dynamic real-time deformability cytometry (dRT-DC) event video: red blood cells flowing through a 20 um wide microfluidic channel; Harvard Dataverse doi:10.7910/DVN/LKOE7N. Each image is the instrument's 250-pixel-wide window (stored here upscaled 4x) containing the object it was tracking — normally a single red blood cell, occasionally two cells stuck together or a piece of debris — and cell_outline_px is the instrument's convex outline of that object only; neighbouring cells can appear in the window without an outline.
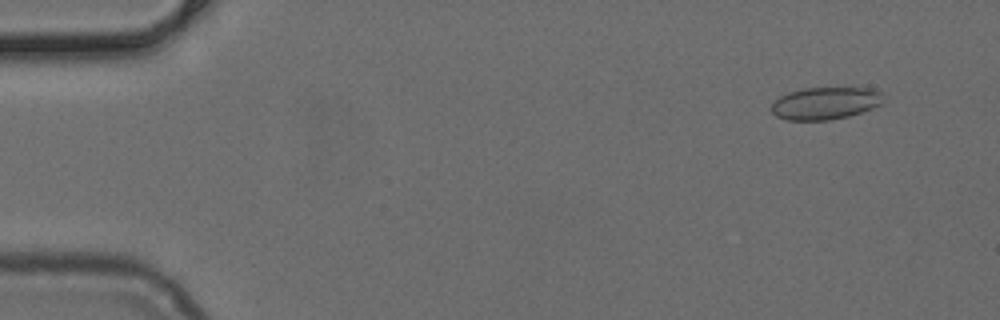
{"species": "common noctule bat (a hibernating species)", "species_latin": "Nyctalus noctula", "temperature_condition": "cold", "stored_images_in_passage": 50, "camera_frame_rate_fps": 3000, "um_per_image_px": 0.085, "animal": {"sex": "female", "body_mass_g": 24.6, "forearm_length_mm": 56.2}, "frame": {"image": 1, "passage_image": 4, "time_ms": 1.0, "image_size_px": [1000, 320], "cell_outline_px": [[884, 92], [880, 104], [872, 108], [848, 116], [828, 120], [788, 120], [776, 116], [772, 112], [772, 104], [780, 96], [788, 92], [804, 88], [872, 88]], "centroid_in_image_um": [70.15, 8.77], "position_along_channel_um": 14.8, "area_um2": 20.98}}
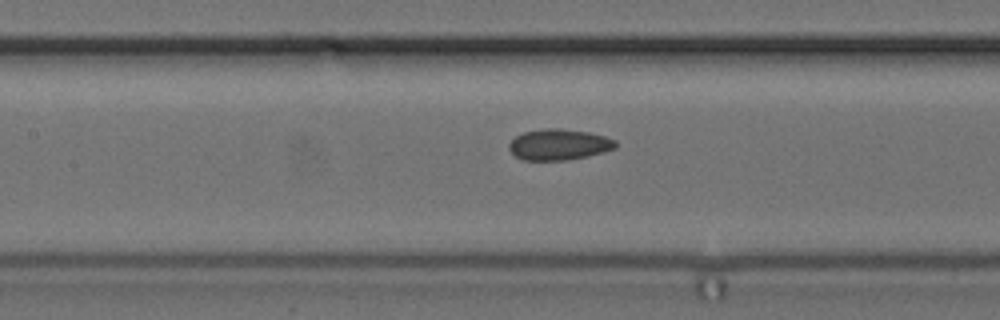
{"frame": {"image": 2, "passage_image": 23, "time_ms": 7.333, "image_size_px": [1000, 320], "cell_outline_px": [[616, 148], [604, 152], [588, 156], [568, 160], [520, 160], [508, 148], [508, 144], [516, 136], [524, 132], [544, 128], [560, 128], [588, 132], [604, 136], [616, 140]], "centroid_in_image_um": [47.51, 12.29], "position_along_channel_um": 159.9, "area_um2": 19.31}}
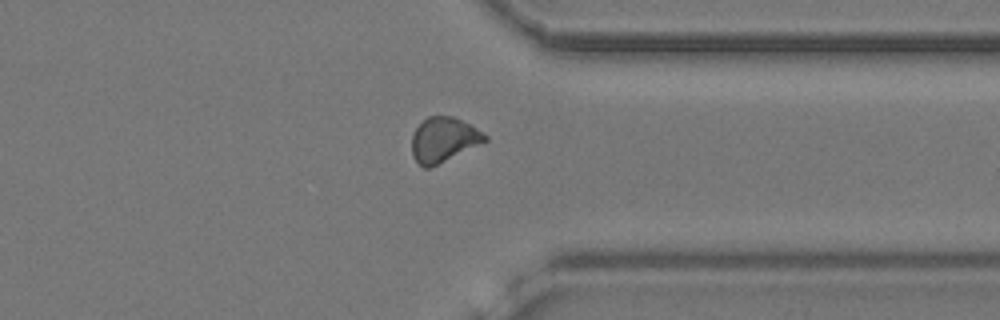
{"frame": {"image": 3, "passage_image": 39, "time_ms": 12.667, "image_size_px": [1000, 320], "cell_outline_px": [[488, 140], [428, 168], [424, 168], [412, 156], [412, 132], [428, 116], [452, 116], [472, 124], [488, 136]], "centroid_in_image_um": [37.71, 11.84], "position_along_channel_um": 373.7, "area_um2": 18.84}}